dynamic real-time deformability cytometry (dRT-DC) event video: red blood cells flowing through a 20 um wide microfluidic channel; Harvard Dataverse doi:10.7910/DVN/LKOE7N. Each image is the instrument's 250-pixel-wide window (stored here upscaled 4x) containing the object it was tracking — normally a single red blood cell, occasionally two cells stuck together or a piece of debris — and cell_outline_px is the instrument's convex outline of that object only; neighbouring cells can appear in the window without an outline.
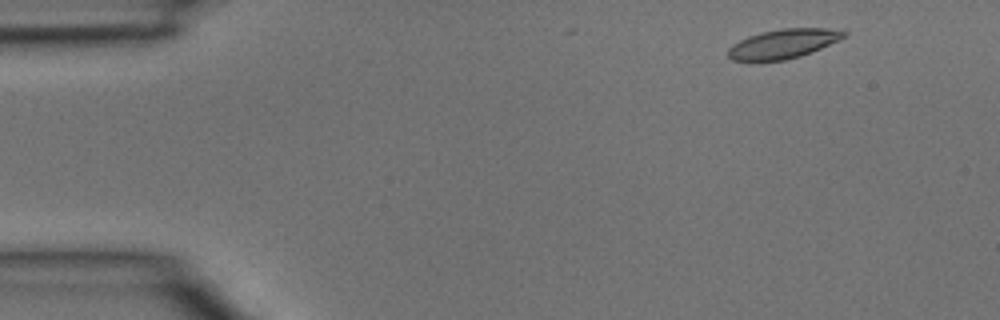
{"species": "common noctule bat (a hibernating species)", "species_latin": "Nyctalus noctula", "temperature_condition": "room temperature", "stored_images_in_passage": 3, "camera_frame_rate_fps": 3000, "um_per_image_px": 0.085, "animal": {"sex": "male", "body_mass_g": 15.6}, "frame": {"image": 1, "passage_image": 1, "time_ms": 0.0, "image_size_px": [1000, 320], "cell_outline_px": [[848, 36], [840, 40], [812, 52], [800, 56], [784, 60], [732, 60], [728, 56], [728, 48], [740, 40], [748, 36], [760, 32], [784, 28], [844, 28], [848, 32]], "centroid_in_image_um": [66.68, 3.69], "position_along_channel_um": 18.3, "area_um2": 19.94}}
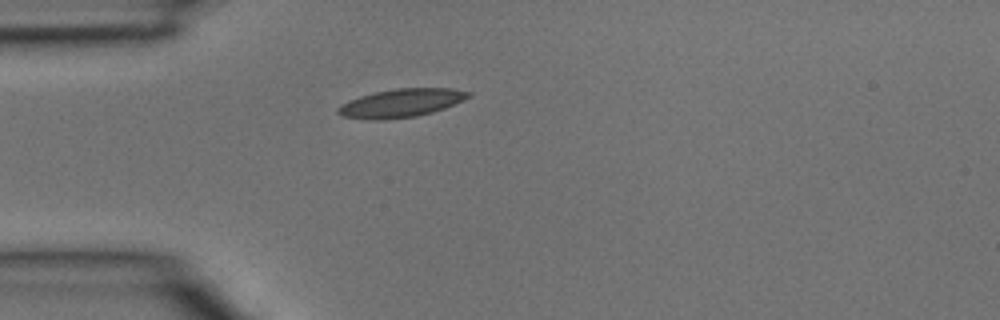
{"frame": {"image": 2, "passage_image": 3, "time_ms": 0.667, "image_size_px": [1000, 320], "cell_outline_px": [[472, 96], [444, 108], [432, 112], [416, 116], [384, 120], [372, 120], [344, 116], [336, 112], [336, 108], [340, 104], [348, 100], [360, 96], [376, 92], [396, 88], [452, 88], [472, 92]], "centroid_in_image_um": [34.09, 8.75], "position_along_channel_um": 50.9, "area_um2": 21.56}}